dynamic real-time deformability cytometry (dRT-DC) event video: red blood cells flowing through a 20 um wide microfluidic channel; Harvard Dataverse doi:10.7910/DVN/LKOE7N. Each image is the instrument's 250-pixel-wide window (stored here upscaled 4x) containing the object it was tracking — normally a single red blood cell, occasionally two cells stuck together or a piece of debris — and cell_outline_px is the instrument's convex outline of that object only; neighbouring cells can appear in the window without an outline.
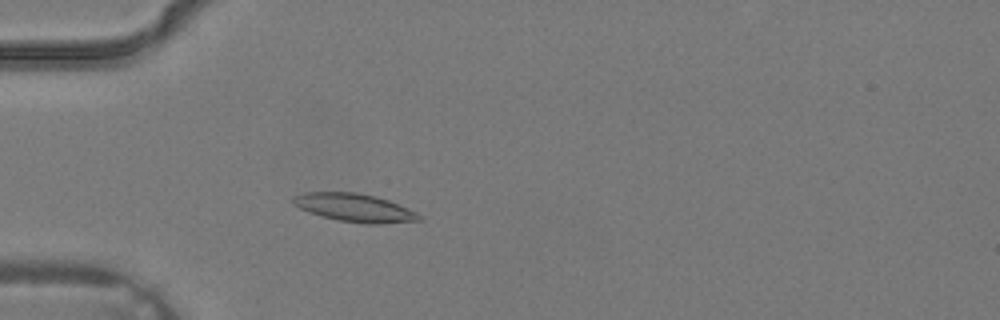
{"species": "common noctule bat (a hibernating species)", "species_latin": "Nyctalus noctula", "temperature_condition": "warm", "stored_images_in_passage": 3, "camera_frame_rate_fps": 3000, "um_per_image_px": 0.085, "animal": {"sex": "male", "body_mass_g": 19.2, "forearm_length_mm": 51.8}, "frame": {"image": 1, "passage_image": 3, "time_ms": 0.667, "image_size_px": [1000, 320], "cell_outline_px": [[424, 220], [384, 224], [364, 224], [340, 220], [320, 216], [308, 212], [292, 204], [292, 196], [304, 192], [356, 192], [376, 196], [388, 200], [416, 212]], "centroid_in_image_um": [30.12, 17.66], "position_along_channel_um": 54.9, "area_um2": 20.81}}